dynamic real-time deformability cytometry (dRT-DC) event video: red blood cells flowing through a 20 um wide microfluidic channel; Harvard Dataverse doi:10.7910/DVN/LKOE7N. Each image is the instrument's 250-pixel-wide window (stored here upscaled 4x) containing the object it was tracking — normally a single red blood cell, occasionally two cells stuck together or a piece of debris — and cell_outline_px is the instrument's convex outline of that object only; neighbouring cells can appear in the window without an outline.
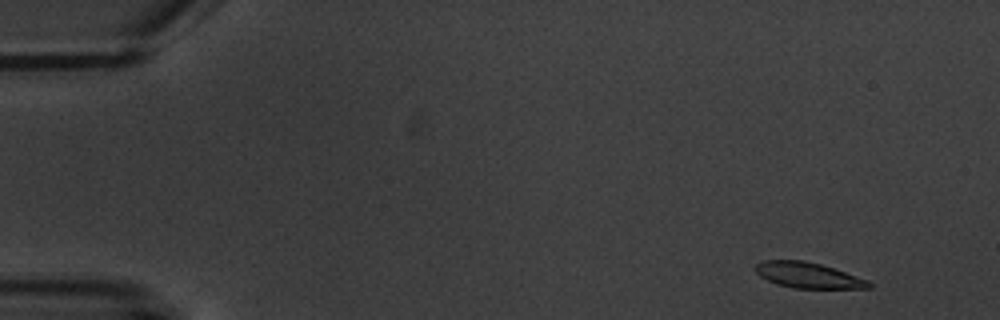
{"species": "common noctule bat (a hibernating species)", "species_latin": "Nyctalus noctula", "temperature_condition": "warm", "stored_images_in_passage": 6, "camera_frame_rate_fps": 3000, "um_per_image_px": 0.085, "animal": {"sex": "male", "body_mass_g": 20.1, "forearm_length_mm": 53.5}, "frame": {"image": 1, "passage_image": 1, "time_ms": 0.0, "image_size_px": [1000, 320], "cell_outline_px": [[872, 288], [792, 288], [776, 284], [760, 276], [752, 268], [756, 264], [764, 260], [804, 260], [820, 264], [868, 280], [872, 284]], "centroid_in_image_um": [68.64, 23.39], "position_along_channel_um": 16.4, "area_um2": 16.88}}
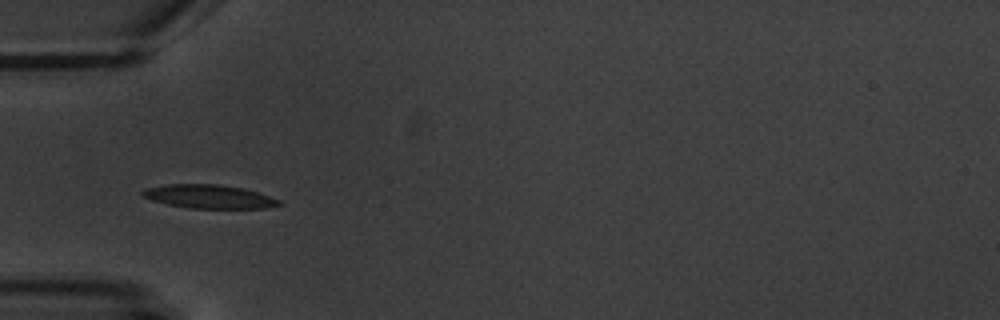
{"frame": {"image": 2, "passage_image": 5, "time_ms": 4.667, "image_size_px": [1000, 320], "cell_outline_px": [[284, 204], [264, 208], [188, 208], [168, 204], [152, 200], [144, 196], [140, 192], [148, 188], [168, 184], [216, 184], [240, 188], [256, 192], [280, 200]], "centroid_in_image_um": [17.77, 16.71], "position_along_channel_um": 67.2, "area_um2": 18.44}}